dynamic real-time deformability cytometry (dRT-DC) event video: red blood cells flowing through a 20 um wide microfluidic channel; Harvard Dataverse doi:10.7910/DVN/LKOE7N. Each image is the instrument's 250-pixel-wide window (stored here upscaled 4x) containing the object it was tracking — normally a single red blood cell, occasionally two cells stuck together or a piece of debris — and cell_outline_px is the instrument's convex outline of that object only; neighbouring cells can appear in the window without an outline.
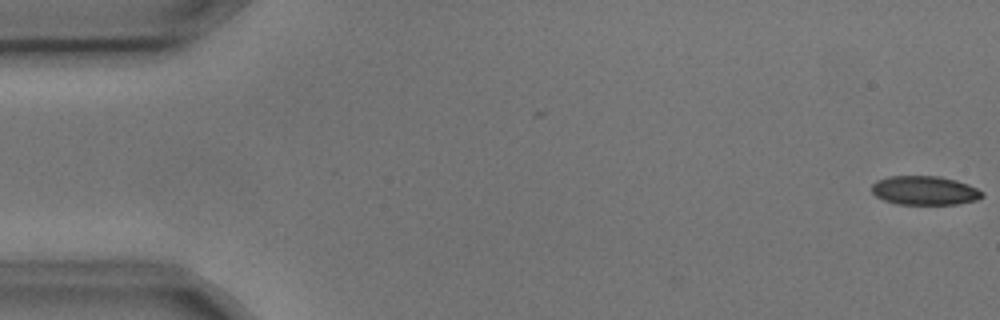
{"species": "common noctule bat (a hibernating species)", "species_latin": "Nyctalus noctula", "temperature_condition": "cold", "stored_images_in_passage": 6, "segment_of_instrument_passage": [1, 2], "camera_frame_rate_fps": 3000, "um_per_image_px": 0.085, "animal": {"sex": "male", "body_mass_g": 17.9, "forearm_length_mm": 54.2}, "frame": {"image": 1, "passage_image": 1, "time_ms": 0.0, "image_size_px": [1000, 320], "cell_outline_px": [[984, 196], [976, 200], [956, 204], [896, 204], [884, 200], [876, 196], [872, 192], [872, 184], [876, 180], [888, 176], [940, 176], [956, 180], [968, 184], [984, 192]], "centroid_in_image_um": [78.59, 16.18], "position_along_channel_um": 6.4, "area_um2": 18.73}}
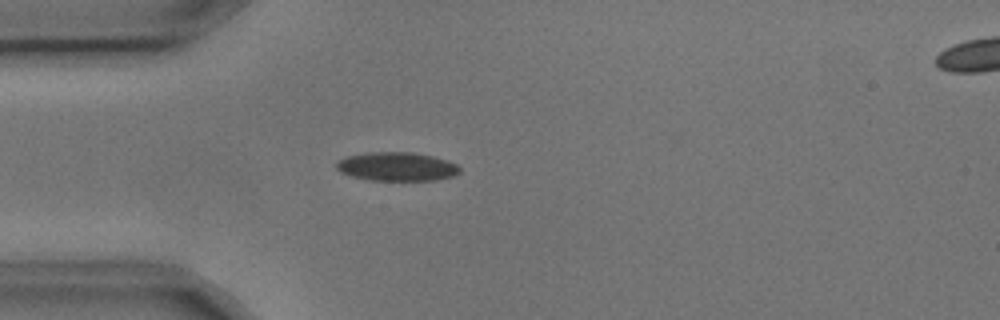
{"frame": {"image": 2, "passage_image": 5, "time_ms": 1.333, "image_size_px": [1000, 320], "cell_outline_px": [[460, 172], [456, 176], [436, 180], [368, 180], [352, 176], [340, 172], [336, 168], [336, 164], [340, 160], [348, 156], [368, 152], [412, 152], [432, 156], [448, 160], [456, 164], [460, 168]], "centroid_in_image_um": [33.77, 14.16], "position_along_channel_um": 51.2, "area_um2": 20.69}}